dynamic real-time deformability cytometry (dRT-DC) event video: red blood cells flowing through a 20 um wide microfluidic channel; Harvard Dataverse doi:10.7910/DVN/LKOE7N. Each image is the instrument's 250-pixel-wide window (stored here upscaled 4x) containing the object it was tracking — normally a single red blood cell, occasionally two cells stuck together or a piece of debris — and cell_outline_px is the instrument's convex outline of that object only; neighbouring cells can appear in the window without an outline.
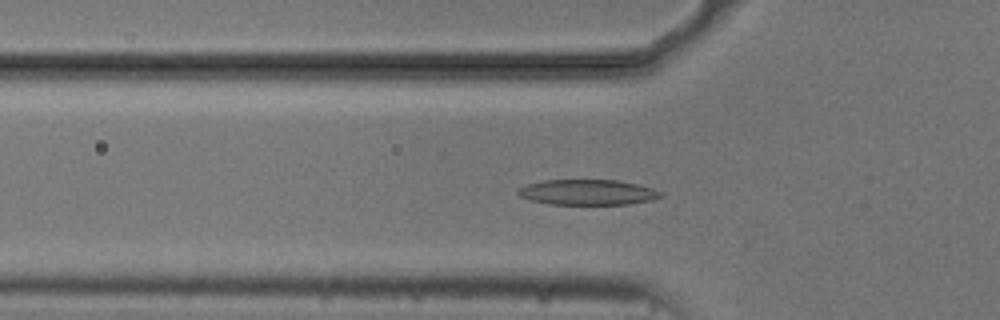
{"species": "common noctule bat (a hibernating species)", "species_latin": "Nyctalus noctula", "temperature_condition": "cold", "stored_images_in_passage": 54, "camera_frame_rate_fps": 3000, "um_per_image_px": 0.085, "animal": {"sex": "male", "body_mass_g": 20.5, "forearm_length_mm": 52.5}, "frame": {"image": 1, "passage_image": 18, "time_ms": 5.667, "image_size_px": [1000, 320], "cell_outline_px": [[664, 196], [652, 200], [628, 204], [552, 204], [532, 200], [520, 196], [516, 192], [520, 188], [528, 184], [544, 180], [616, 180], [636, 184], [652, 188], [660, 192]], "centroid_in_image_um": [49.97, 16.34], "position_along_channel_um": 75.8, "area_um2": 20.87}}
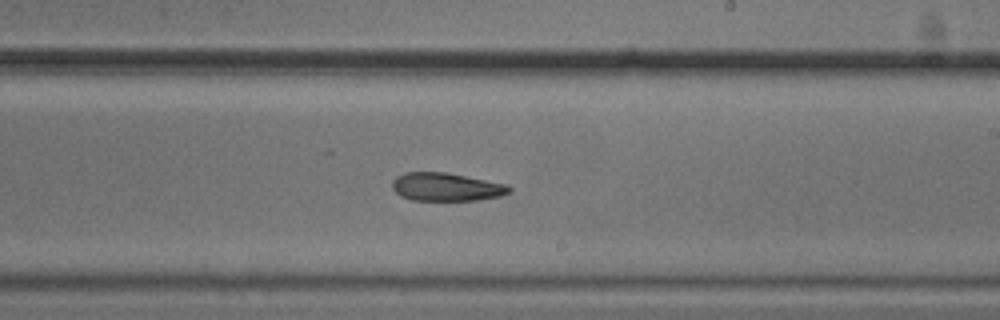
{"frame": {"image": 2, "passage_image": 32, "time_ms": 10.333, "image_size_px": [1000, 320], "cell_outline_px": [[512, 192], [500, 196], [476, 200], [412, 200], [400, 196], [392, 188], [392, 180], [396, 176], [404, 172], [444, 172], [508, 184], [512, 188]], "centroid_in_image_um": [37.93, 15.89], "position_along_channel_um": 251.1, "area_um2": 19.31}}
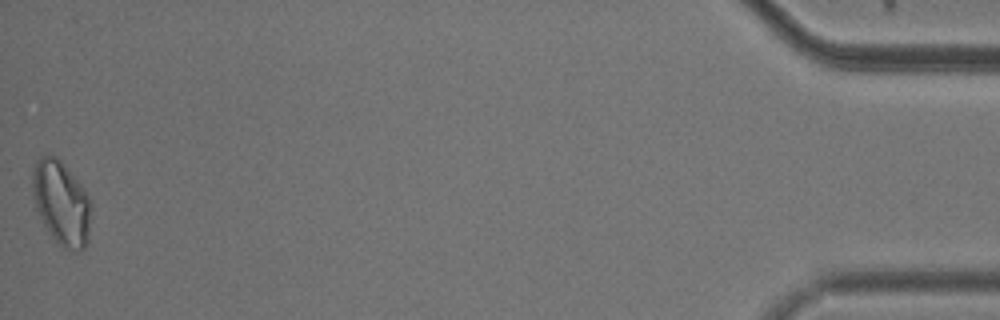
{"frame": {"image": 3, "passage_image": 54, "time_ms": 17.667, "image_size_px": [1000, 320], "cell_outline_px": [[92, 208], [88, 240], [84, 248], [76, 252], [72, 252], [64, 248], [52, 236], [44, 224], [36, 208], [32, 196], [32, 172], [36, 160], [40, 156], [56, 156], [60, 160], [80, 184], [88, 196]], "centroid_in_image_um": [5.22, 17.27], "position_along_channel_um": 430.0, "area_um2": 28.67}, "authors_computed_cell_mechanics": {"area_um2": 20.9525, "velocity_mm_per_s": 3.7368, "shape_relaxation_time_tau1_ms": 6.0597, "shape_relaxation_time_tau2_ms": null, "deformation_change_tau1": 0.1575, "deformation_change_tau2": null}}